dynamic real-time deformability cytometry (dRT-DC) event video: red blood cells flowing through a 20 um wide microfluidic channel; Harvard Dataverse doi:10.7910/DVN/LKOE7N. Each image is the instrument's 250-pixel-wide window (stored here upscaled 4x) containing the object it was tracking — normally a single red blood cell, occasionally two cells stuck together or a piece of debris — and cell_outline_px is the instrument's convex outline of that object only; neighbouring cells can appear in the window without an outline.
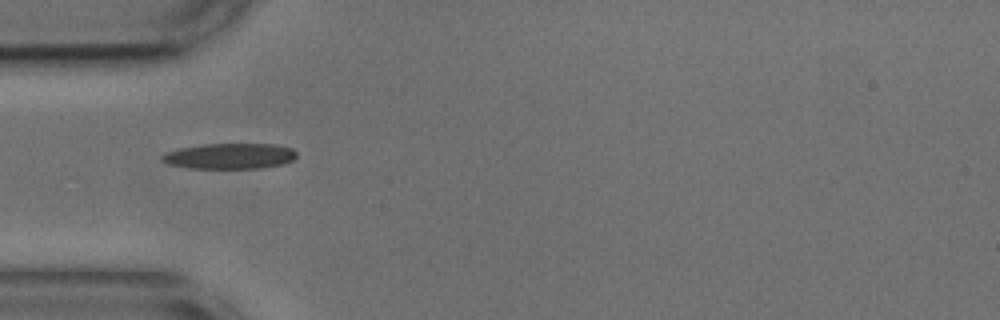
{"species": "common noctule bat (a hibernating species)", "species_latin": "Nyctalus noctula", "temperature_condition": "cold", "stored_images_in_passage": 39, "camera_frame_rate_fps": 3000, "um_per_image_px": 0.085, "animal": {"sex": "male", "body_mass_g": 17.9, "forearm_length_mm": 54.2}, "frame": {"image": 1, "passage_image": 1, "time_ms": 0.0, "image_size_px": [1000, 320], "cell_outline_px": [[296, 156], [292, 160], [284, 164], [260, 168], [188, 168], [168, 164], [160, 160], [160, 156], [168, 152], [180, 148], [204, 144], [276, 144], [292, 148], [296, 152]], "centroid_in_image_um": [19.53, 13.27], "position_along_channel_um": 65.5, "area_um2": 20.11}}
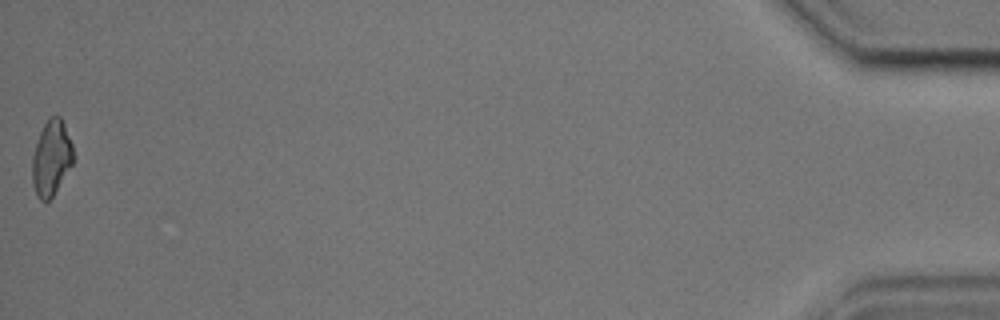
{"frame": {"image": 2, "passage_image": 39, "time_ms": 12.667, "image_size_px": [1000, 320], "cell_outline_px": [[72, 164], [52, 196], [48, 200], [40, 200], [36, 196], [32, 184], [32, 156], [40, 132], [48, 116], [60, 116], [64, 124], [72, 144]], "centroid_in_image_um": [4.33, 13.42], "position_along_channel_um": 430.9, "area_um2": 17.74}, "authors_computed_cell_mechanics": {"area_um2": 18.6116, "velocity_mm_per_s": 3.66, "shape_relaxation_time_tau1_ms": null, "shape_relaxation_time_tau2_ms": 8.9965, "deformation_change_tau1": null, "deformation_change_tau2": 0.1843}}